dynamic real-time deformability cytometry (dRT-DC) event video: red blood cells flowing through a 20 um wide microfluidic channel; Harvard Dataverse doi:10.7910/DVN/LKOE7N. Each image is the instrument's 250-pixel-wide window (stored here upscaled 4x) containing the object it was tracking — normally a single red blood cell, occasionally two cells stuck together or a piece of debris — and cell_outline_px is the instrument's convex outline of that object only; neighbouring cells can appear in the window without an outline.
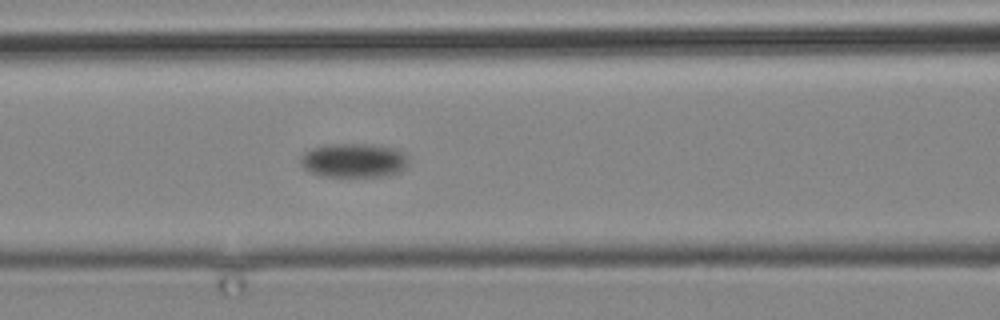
{"species": "common noctule bat (a hibernating species)", "species_latin": "Nyctalus noctula", "temperature_condition": "cold", "stored_images_in_passage": 5, "camera_frame_rate_fps": 3000, "um_per_image_px": 0.085, "animal": {"sex": "male", "body_mass_g": 19.2, "forearm_length_mm": 51.8}, "frame": {"image": 1, "passage_image": 5, "time_ms": 4.667, "image_size_px": [1000, 320], "cell_outline_px": [[408, 160], [404, 168], [400, 172], [388, 176], [320, 176], [304, 168], [300, 164], [300, 160], [304, 152], [312, 148], [332, 144], [372, 144], [396, 148], [404, 152], [408, 156]], "centroid_in_image_um": [30.1, 13.63], "position_along_channel_um": 136.5, "area_um2": 21.56}}